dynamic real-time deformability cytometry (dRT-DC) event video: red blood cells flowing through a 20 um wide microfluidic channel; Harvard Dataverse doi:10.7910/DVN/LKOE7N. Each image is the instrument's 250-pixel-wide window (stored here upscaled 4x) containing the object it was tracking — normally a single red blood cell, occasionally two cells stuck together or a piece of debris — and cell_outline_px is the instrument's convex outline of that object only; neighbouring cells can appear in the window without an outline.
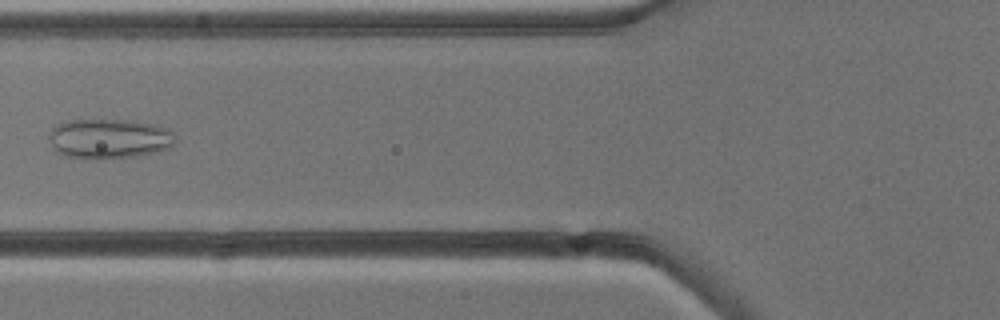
{"species": "common noctule bat (a hibernating species)", "species_latin": "Nyctalus noctula", "temperature_condition": "cold", "stored_images_in_passage": 6, "camera_frame_rate_fps": 3000, "um_per_image_px": 0.085, "animal": {"sex": "male", "body_mass_g": 13.3}, "frame": {"image": 1, "passage_image": 6, "time_ms": 6.333, "image_size_px": [1000, 320], "cell_outline_px": [[176, 140], [168, 148], [156, 152], [136, 156], [104, 160], [84, 160], [64, 156], [56, 152], [52, 148], [48, 136], [52, 128], [56, 124], [64, 120], [132, 120], [152, 124], [168, 128], [176, 136]], "centroid_in_image_um": [9.23, 11.81], "position_along_channel_um": 116.6, "area_um2": 30.11}}